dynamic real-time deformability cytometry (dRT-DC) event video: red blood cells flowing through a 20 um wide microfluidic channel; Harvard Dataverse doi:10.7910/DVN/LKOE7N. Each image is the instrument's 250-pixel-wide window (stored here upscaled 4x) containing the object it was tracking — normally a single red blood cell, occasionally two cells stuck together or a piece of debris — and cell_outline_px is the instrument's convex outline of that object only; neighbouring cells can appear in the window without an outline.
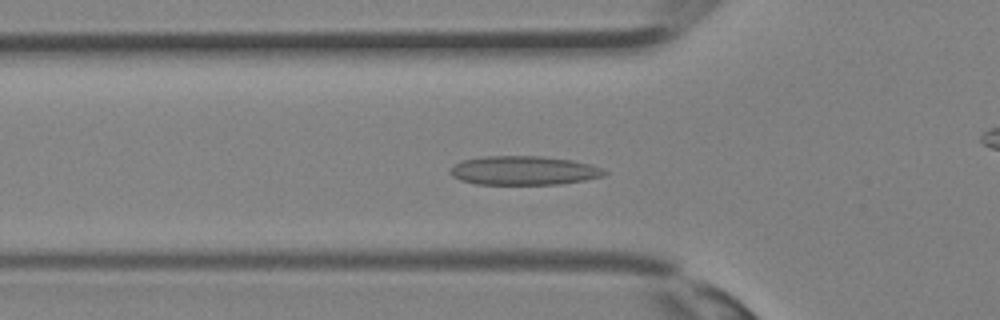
{"species": "Egyptian fruit bat (a non-hibernating species)", "species_latin": "Rousettus aegyptiacus", "temperature_condition": "room temperature", "stored_images_in_passage": 30, "camera_frame_rate_fps": 3000, "um_per_image_px": 0.085, "animal": {"sex": "female"}, "frame": {"image": 1, "passage_image": 6, "time_ms": 1.667, "image_size_px": [1000, 320], "cell_outline_px": [[608, 172], [604, 176], [584, 180], [560, 184], [476, 184], [460, 180], [452, 176], [448, 172], [448, 168], [460, 160], [484, 156], [544, 156], [572, 160], [588, 164], [600, 168]], "centroid_in_image_um": [44.45, 14.49], "position_along_channel_um": 81.3, "area_um2": 26.18}}
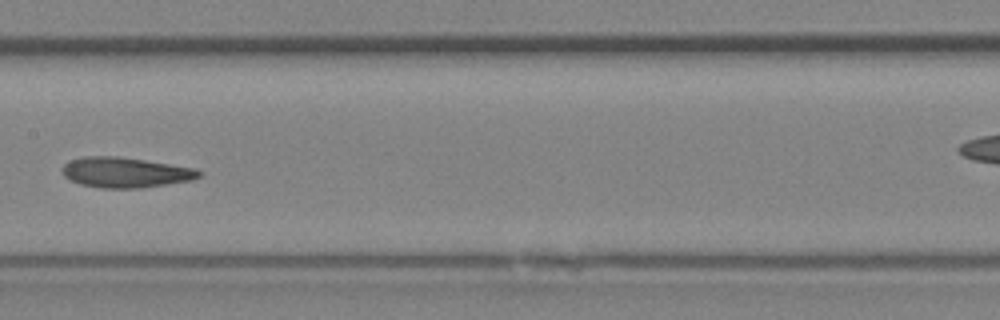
{"frame": {"image": 2, "passage_image": 12, "time_ms": 3.667, "image_size_px": [1000, 320], "cell_outline_px": [[204, 172], [200, 176], [192, 180], [140, 188], [100, 188], [80, 184], [64, 176], [60, 172], [64, 164], [68, 160], [84, 156], [120, 156], [196, 168]], "centroid_in_image_um": [10.64, 14.65], "position_along_channel_um": 196.8, "area_um2": 24.33}}
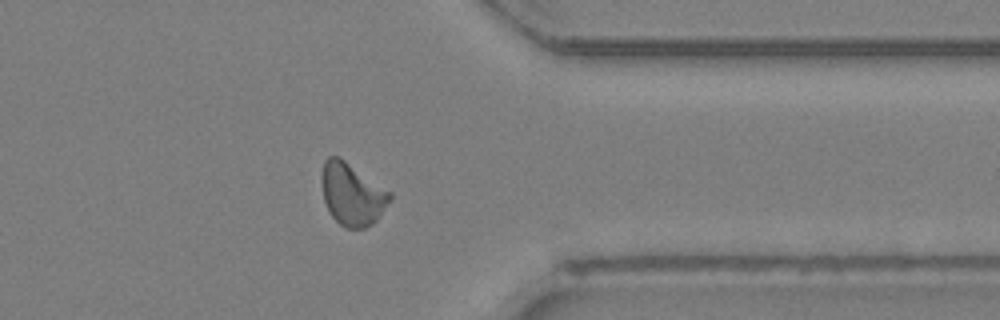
{"frame": {"image": 3, "passage_image": 22, "time_ms": 7.0, "image_size_px": [1000, 320], "cell_outline_px": [[392, 196], [376, 220], [372, 224], [364, 228], [344, 228], [328, 212], [324, 200], [320, 180], [320, 176], [324, 160], [328, 156], [340, 156], [392, 192]], "centroid_in_image_um": [29.89, 16.47], "position_along_channel_um": 381.5, "area_um2": 25.03}}